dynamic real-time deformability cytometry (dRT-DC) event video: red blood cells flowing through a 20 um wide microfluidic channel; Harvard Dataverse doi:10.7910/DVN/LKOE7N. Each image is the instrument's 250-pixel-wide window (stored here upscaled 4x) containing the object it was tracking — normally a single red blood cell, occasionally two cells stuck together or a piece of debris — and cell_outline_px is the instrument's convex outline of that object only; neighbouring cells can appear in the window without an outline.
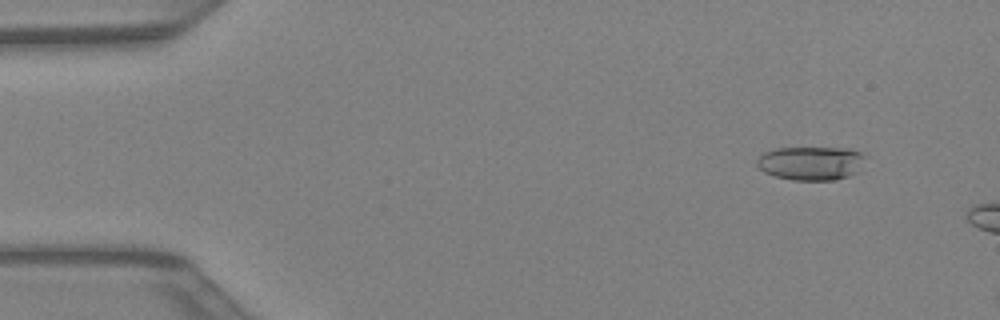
{"species": "Egyptian fruit bat (a non-hibernating species)", "species_latin": "Rousettus aegyptiacus", "temperature_condition": "warm", "stored_images_in_passage": 7, "camera_frame_rate_fps": 3000, "um_per_image_px": 0.085, "animal": {"sex": "female"}, "frame": {"image": 1, "passage_image": 2, "time_ms": 0.333, "image_size_px": [1000, 320], "cell_outline_px": [[864, 156], [856, 172], [848, 176], [832, 180], [792, 180], [776, 176], [764, 172], [756, 164], [756, 160], [764, 152], [776, 148], [848, 148], [860, 152]], "centroid_in_image_um": [68.88, 13.86], "position_along_channel_um": 16.1, "area_um2": 21.04}}